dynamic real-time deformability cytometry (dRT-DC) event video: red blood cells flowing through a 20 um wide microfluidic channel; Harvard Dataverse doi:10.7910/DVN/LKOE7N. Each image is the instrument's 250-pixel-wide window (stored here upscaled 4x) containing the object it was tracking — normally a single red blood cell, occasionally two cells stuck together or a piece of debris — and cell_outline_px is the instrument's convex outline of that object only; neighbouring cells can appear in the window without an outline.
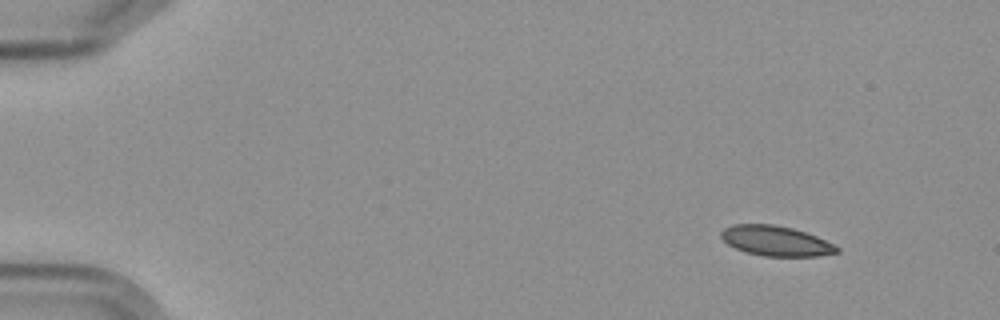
{"species": "Egyptian fruit bat (a non-hibernating species)", "species_latin": "Rousettus aegyptiacus", "temperature_condition": "cold", "stored_images_in_passage": 6, "camera_frame_rate_fps": 3000, "um_per_image_px": 0.085, "frame": {"image": 1, "passage_image": 1, "time_ms": 0.0, "image_size_px": [1000, 320], "cell_outline_px": [[840, 252], [820, 256], [764, 256], [744, 252], [728, 244], [720, 236], [720, 232], [724, 228], [732, 224], [772, 224], [792, 228], [816, 236], [840, 248]], "centroid_in_image_um": [65.93, 20.48], "position_along_channel_um": 19.1, "area_um2": 20.23}}
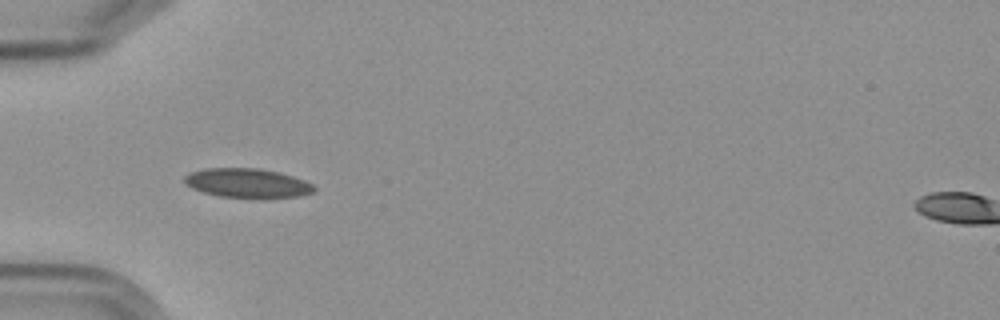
{"frame": {"image": 2, "passage_image": 5, "time_ms": 4.333, "image_size_px": [1000, 320], "cell_outline_px": [[316, 188], [312, 192], [300, 196], [264, 200], [256, 200], [216, 196], [192, 188], [184, 184], [184, 176], [188, 172], [204, 168], [260, 168], [292, 176], [304, 180], [312, 184]], "centroid_in_image_um": [21.0, 15.6], "position_along_channel_um": 64.0, "area_um2": 22.89}}
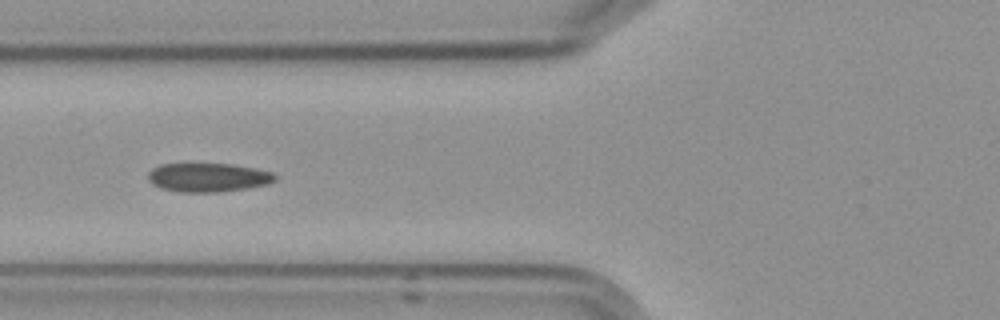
{"frame": {"image": 3, "passage_image": 6, "time_ms": 5.667, "image_size_px": [1000, 320], "cell_outline_px": [[276, 180], [268, 184], [220, 192], [180, 192], [160, 188], [152, 184], [148, 180], [148, 172], [152, 168], [160, 164], [228, 164], [252, 168], [272, 172], [276, 176]], "centroid_in_image_um": [17.64, 15.09], "position_along_channel_um": 108.2, "area_um2": 21.21}}